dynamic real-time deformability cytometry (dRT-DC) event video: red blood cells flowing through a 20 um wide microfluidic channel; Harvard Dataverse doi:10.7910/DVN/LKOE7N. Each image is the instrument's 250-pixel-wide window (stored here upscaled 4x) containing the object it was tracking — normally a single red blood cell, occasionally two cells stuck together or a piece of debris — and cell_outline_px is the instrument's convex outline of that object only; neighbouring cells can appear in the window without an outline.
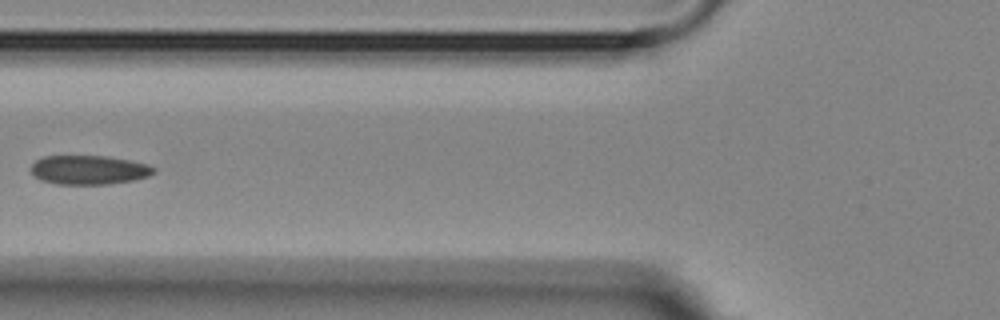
{"species": "Egyptian fruit bat (a non-hibernating species)", "species_latin": "Rousettus aegyptiacus", "temperature_condition": "room temperature", "stored_images_in_passage": 6, "camera_frame_rate_fps": 3000, "um_per_image_px": 0.085, "animal": {"sex": "female"}, "frame": {"image": 1, "passage_image": 5, "time_ms": 5.667, "image_size_px": [1000, 320], "cell_outline_px": [[156, 172], [148, 176], [136, 180], [108, 184], [56, 184], [40, 180], [32, 172], [32, 164], [36, 160], [44, 156], [104, 156], [128, 160], [148, 164], [156, 168]], "centroid_in_image_um": [7.59, 14.45], "position_along_channel_um": 118.2, "area_um2": 20.81}}
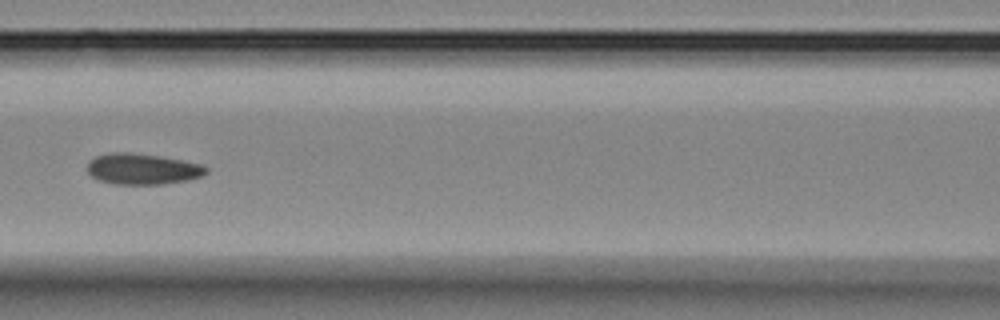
{"frame": {"image": 2, "passage_image": 6, "time_ms": 6.667, "image_size_px": [1000, 320], "cell_outline_px": [[208, 172], [204, 176], [188, 180], [160, 184], [116, 184], [100, 180], [92, 176], [88, 172], [88, 160], [96, 156], [108, 152], [128, 152], [160, 156], [204, 164], [208, 168]], "centroid_in_image_um": [12.15, 14.35], "position_along_channel_um": 154.5, "area_um2": 21.56}}